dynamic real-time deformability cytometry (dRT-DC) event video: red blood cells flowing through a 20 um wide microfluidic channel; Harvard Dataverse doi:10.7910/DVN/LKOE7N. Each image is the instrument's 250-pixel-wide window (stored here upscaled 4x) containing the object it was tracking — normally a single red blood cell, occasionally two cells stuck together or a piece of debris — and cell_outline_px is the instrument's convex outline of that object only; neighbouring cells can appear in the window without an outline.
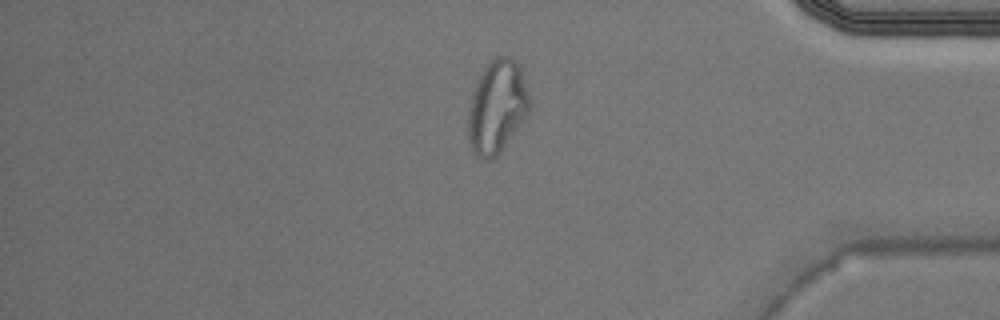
{"species": "Egyptian fruit bat (a non-hibernating species)", "species_latin": "Rousettus aegyptiacus", "temperature_condition": "warm", "stored_images_in_passage": 40, "camera_frame_rate_fps": 3000, "um_per_image_px": 0.085, "animal": {"sex": "male"}, "frame": {"image": 1, "passage_image": 34, "time_ms": 11.0, "image_size_px": [1000, 320], "cell_outline_px": [[528, 112], [500, 152], [492, 160], [484, 160], [476, 156], [472, 148], [468, 136], [468, 108], [476, 84], [484, 68], [496, 56], [512, 56], [516, 60], [528, 92]], "centroid_in_image_um": [42.21, 9.09], "position_along_channel_um": 393.0, "area_um2": 32.54}}
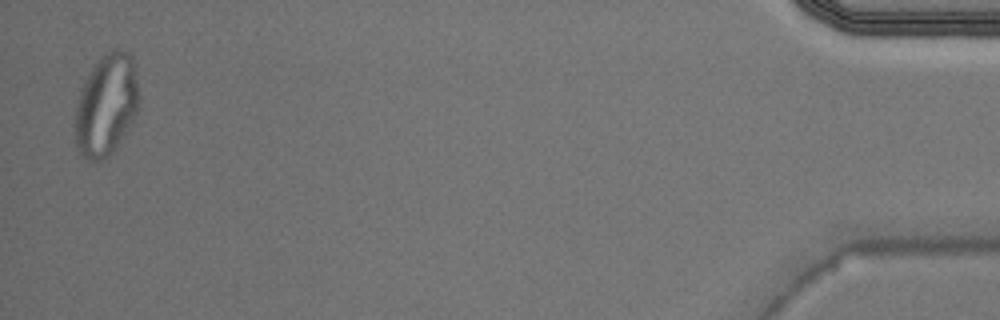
{"frame": {"image": 2, "passage_image": 40, "time_ms": 13.0, "image_size_px": [1000, 320], "cell_outline_px": [[140, 104], [132, 120], [116, 148], [104, 160], [88, 160], [76, 148], [76, 104], [80, 88], [84, 80], [100, 56], [104, 52], [116, 48], [128, 52], [132, 56], [140, 100]], "centroid_in_image_um": [9.04, 8.89], "position_along_channel_um": 426.2, "area_um2": 37.8}}